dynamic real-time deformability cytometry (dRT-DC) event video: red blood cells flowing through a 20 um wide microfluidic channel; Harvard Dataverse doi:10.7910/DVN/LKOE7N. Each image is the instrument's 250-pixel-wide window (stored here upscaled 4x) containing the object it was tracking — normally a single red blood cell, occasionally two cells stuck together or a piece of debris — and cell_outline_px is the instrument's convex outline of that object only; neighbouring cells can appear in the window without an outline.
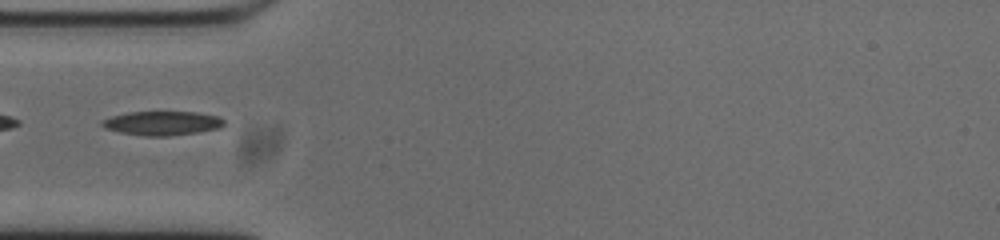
{"species": "common noctule bat (a hibernating species)", "species_latin": "Nyctalus noctula", "temperature_condition": "cold", "stored_images_in_passage": 38, "camera_frame_rate_fps": 3000, "um_per_image_px": 0.085, "animal": {"sex": "male", "body_mass_g": 20.0, "forearm_length_mm": 53.3}, "frame": {"image": 1, "passage_image": 1, "time_ms": 0.0, "image_size_px": [1000, 240], "cell_outline_px": [[224, 124], [220, 128], [196, 132], [168, 136], [144, 136], [120, 132], [104, 128], [100, 124], [100, 120], [112, 116], [128, 112], [196, 112], [220, 116], [224, 120]], "centroid_in_image_um": [13.77, 10.47], "position_along_channel_um": 71.2, "area_um2": 17.17}}
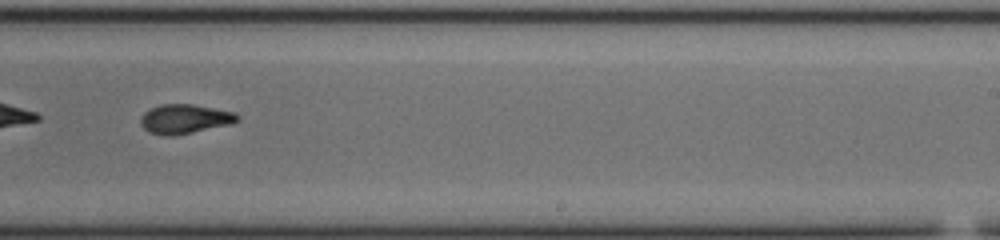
{"frame": {"image": 2, "passage_image": 17, "time_ms": 5.333, "image_size_px": [1000, 240], "cell_outline_px": [[240, 120], [232, 124], [172, 136], [164, 136], [148, 132], [140, 124], [140, 116], [144, 112], [160, 104], [192, 104], [236, 112], [240, 116]], "centroid_in_image_um": [15.71, 10.11], "position_along_channel_um": 273.3, "area_um2": 16.7}}